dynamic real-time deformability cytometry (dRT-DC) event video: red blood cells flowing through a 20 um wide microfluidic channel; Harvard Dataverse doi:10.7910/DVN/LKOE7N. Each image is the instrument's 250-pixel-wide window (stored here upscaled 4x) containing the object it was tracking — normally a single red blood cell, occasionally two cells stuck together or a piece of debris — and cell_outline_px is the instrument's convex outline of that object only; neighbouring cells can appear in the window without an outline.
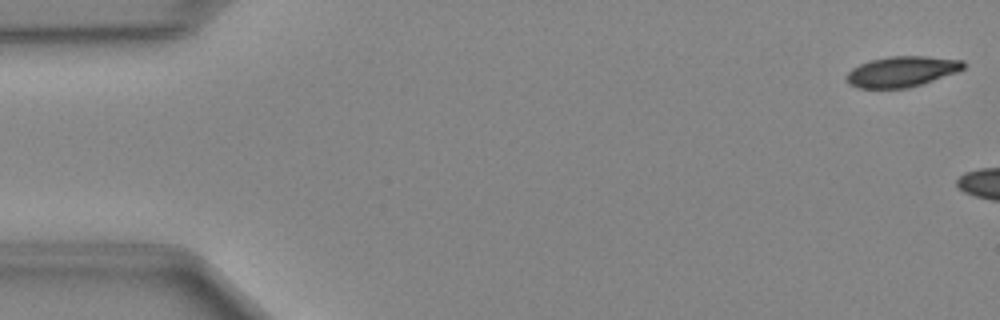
{"species": "Egyptian fruit bat (a non-hibernating species)", "species_latin": "Rousettus aegyptiacus", "temperature_condition": "cold", "stored_images_in_passage": 5, "camera_frame_rate_fps": 3000, "um_per_image_px": 0.085, "animal": {"sex": "female"}, "frame": {"image": 1, "passage_image": 1, "time_ms": 0.0, "image_size_px": [1000, 320], "cell_outline_px": [[964, 68], [956, 72], [908, 88], [856, 88], [848, 84], [844, 80], [844, 76], [852, 68], [868, 60], [888, 56], [924, 56], [964, 60]], "centroid_in_image_um": [76.57, 6.08], "position_along_channel_um": 8.4, "area_um2": 20.92}}